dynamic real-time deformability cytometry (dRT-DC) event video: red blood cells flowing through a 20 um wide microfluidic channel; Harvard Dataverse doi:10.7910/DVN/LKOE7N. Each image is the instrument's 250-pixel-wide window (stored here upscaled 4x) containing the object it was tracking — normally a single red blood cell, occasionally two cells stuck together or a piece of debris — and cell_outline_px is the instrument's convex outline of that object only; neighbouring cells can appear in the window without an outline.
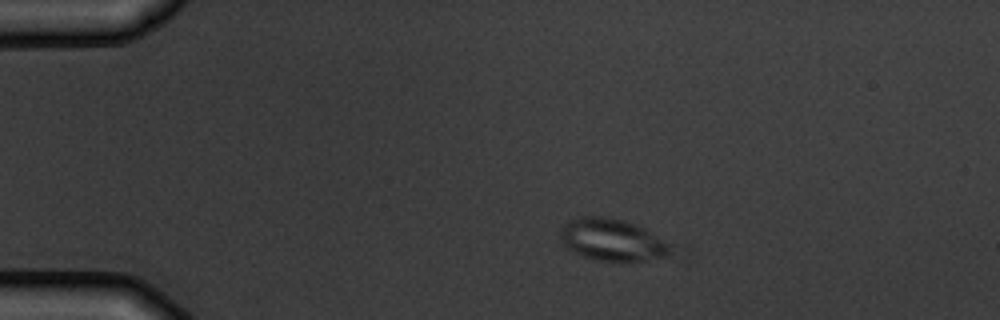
{"species": "common noctule bat (a hibernating species)", "species_latin": "Nyctalus noctula", "temperature_condition": "warm", "stored_images_in_passage": 3, "camera_frame_rate_fps": 3000, "um_per_image_px": 0.085, "animal": {"sex": "male", "body_mass_g": 19.5, "forearm_length_mm": 54.6}, "frame": {"image": 1, "passage_image": 2, "time_ms": 1.333, "image_size_px": [1000, 320], "cell_outline_px": [[692, 252], [648, 260], [620, 264], [592, 260], [580, 256], [572, 252], [564, 244], [560, 236], [560, 232], [564, 224], [568, 220], [576, 216], [608, 216], [624, 220], [636, 224], [684, 244]], "centroid_in_image_um": [52.41, 20.45], "position_along_channel_um": 32.6, "area_um2": 30.23}}